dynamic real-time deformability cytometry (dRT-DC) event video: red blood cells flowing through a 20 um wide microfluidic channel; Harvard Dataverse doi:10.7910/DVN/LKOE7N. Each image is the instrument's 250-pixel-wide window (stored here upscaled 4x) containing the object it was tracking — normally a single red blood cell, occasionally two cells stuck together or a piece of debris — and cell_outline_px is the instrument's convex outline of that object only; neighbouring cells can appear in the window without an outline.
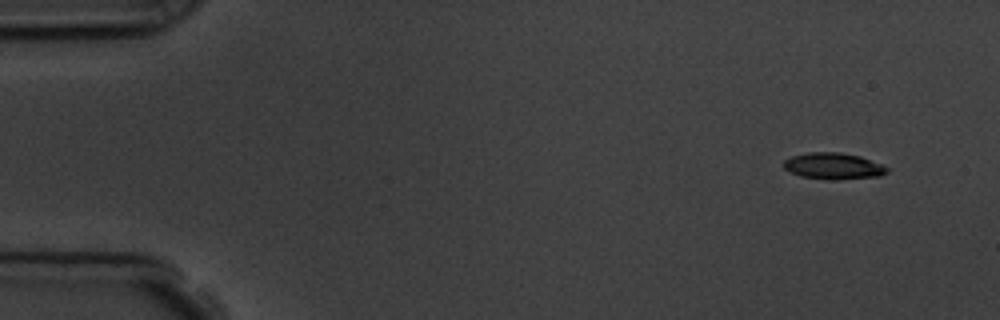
{"species": "common noctule bat (a hibernating species)", "species_latin": "Nyctalus noctula", "temperature_condition": "room temperature", "stored_images_in_passage": 6, "camera_frame_rate_fps": 3000, "um_per_image_px": 0.085, "animal": {"sex": "male", "body_mass_g": 19.5, "forearm_length_mm": 54.6}, "frame": {"image": 1, "passage_image": 1, "time_ms": 0.0, "image_size_px": [1000, 320], "cell_outline_px": [[888, 172], [880, 176], [836, 180], [828, 180], [800, 176], [784, 168], [784, 160], [792, 156], [808, 152], [840, 152], [860, 156], [880, 164], [888, 168]], "centroid_in_image_um": [70.83, 14.12], "position_along_channel_um": 14.2, "area_um2": 15.9}}
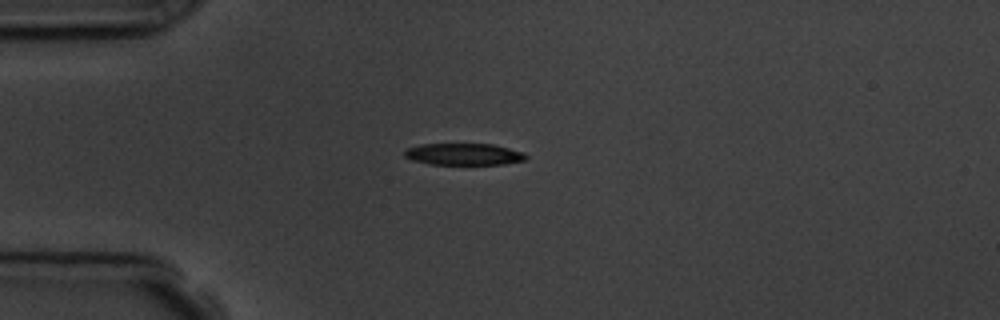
{"frame": {"image": 2, "passage_image": 4, "time_ms": 3.333, "image_size_px": [1000, 320], "cell_outline_px": [[528, 156], [524, 160], [504, 164], [432, 164], [412, 160], [404, 156], [404, 152], [408, 148], [420, 144], [492, 144], [524, 152]], "centroid_in_image_um": [39.43, 13.1], "position_along_channel_um": 45.6, "area_um2": 15.26}}
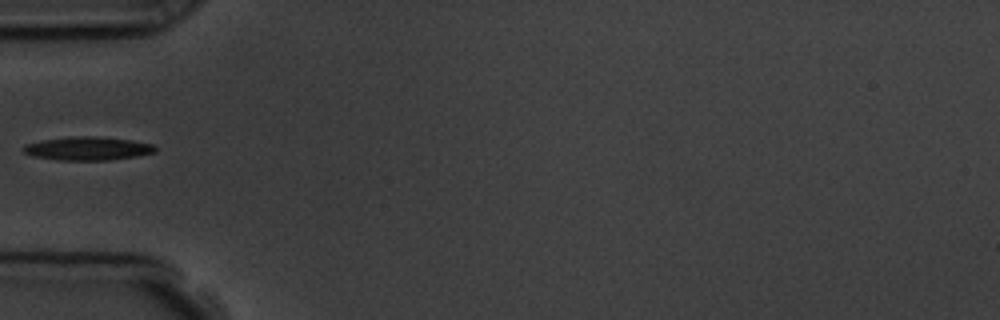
{"frame": {"image": 3, "passage_image": 5, "time_ms": 4.667, "image_size_px": [1000, 320], "cell_outline_px": [[156, 152], [136, 156], [108, 160], [60, 160], [32, 156], [24, 152], [20, 148], [24, 144], [40, 140], [72, 136], [92, 136], [132, 140], [152, 144], [156, 148]], "centroid_in_image_um": [7.4, 12.62], "position_along_channel_um": 77.6, "area_um2": 18.09}}